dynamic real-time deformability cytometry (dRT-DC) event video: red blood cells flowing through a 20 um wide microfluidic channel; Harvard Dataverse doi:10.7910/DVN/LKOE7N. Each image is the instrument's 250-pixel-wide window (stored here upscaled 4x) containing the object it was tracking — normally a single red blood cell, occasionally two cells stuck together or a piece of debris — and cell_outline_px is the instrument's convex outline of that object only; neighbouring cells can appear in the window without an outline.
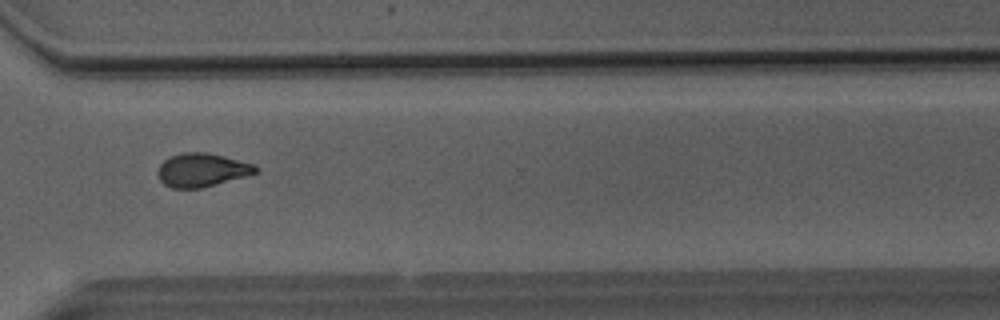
{"species": "Egyptian fruit bat (a non-hibernating species)", "species_latin": "Rousettus aegyptiacus", "temperature_condition": "room temperature", "stored_images_in_passage": 31, "camera_frame_rate_fps": 3000, "um_per_image_px": 0.085, "animal": {"sex": "male"}, "frame": {"image": 1, "passage_image": 22, "time_ms": 7.0, "image_size_px": [1000, 320], "cell_outline_px": [[260, 172], [216, 184], [200, 188], [172, 188], [164, 184], [160, 180], [156, 172], [160, 164], [164, 160], [172, 156], [184, 152], [208, 152], [224, 156], [252, 164], [260, 168]], "centroid_in_image_um": [17.16, 14.45], "position_along_channel_um": 353.4, "area_um2": 19.07}}
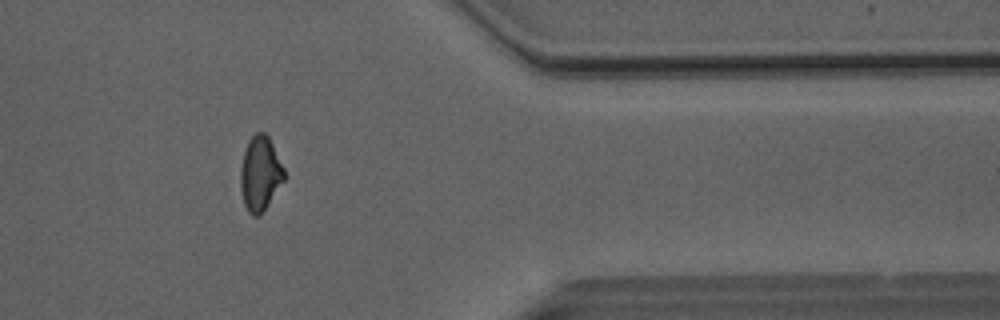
{"frame": {"image": 2, "passage_image": 26, "time_ms": 8.333, "image_size_px": [1000, 320], "cell_outline_px": [[284, 180], [260, 216], [252, 216], [248, 212], [244, 204], [240, 188], [240, 168], [244, 152], [248, 140], [256, 132], [264, 132], [268, 136], [284, 168]], "centroid_in_image_um": [22.09, 14.76], "position_along_channel_um": 389.3, "area_um2": 18.9}}